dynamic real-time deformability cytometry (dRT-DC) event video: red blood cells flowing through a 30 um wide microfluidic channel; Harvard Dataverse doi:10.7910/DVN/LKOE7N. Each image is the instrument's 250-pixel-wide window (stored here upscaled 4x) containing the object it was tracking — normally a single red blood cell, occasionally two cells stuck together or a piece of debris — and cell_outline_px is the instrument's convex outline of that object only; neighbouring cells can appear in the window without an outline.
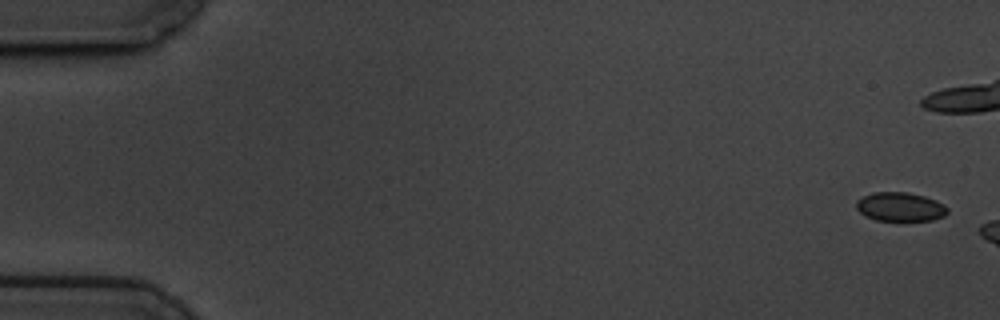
{"species": "common noctule bat (a hibernating species)", "species_latin": "Nyctalus noctula", "temperature_condition": "cold", "stored_images_in_passage": 7, "camera_frame_rate_fps": 3000, "um_per_image_px": 0.085, "animal": {"sex": "male", "body_mass_g": 19.5, "forearm_length_mm": 54.6}, "frame": {"image": 1, "passage_image": 1, "time_ms": 0.0, "image_size_px": [1000, 320], "cell_outline_px": [[948, 212], [944, 216], [932, 220], [876, 220], [864, 216], [856, 208], [856, 200], [872, 192], [908, 192], [924, 196], [936, 200], [944, 204], [948, 208]], "centroid_in_image_um": [76.51, 17.57], "position_along_channel_um": 8.5, "area_um2": 15.43}}